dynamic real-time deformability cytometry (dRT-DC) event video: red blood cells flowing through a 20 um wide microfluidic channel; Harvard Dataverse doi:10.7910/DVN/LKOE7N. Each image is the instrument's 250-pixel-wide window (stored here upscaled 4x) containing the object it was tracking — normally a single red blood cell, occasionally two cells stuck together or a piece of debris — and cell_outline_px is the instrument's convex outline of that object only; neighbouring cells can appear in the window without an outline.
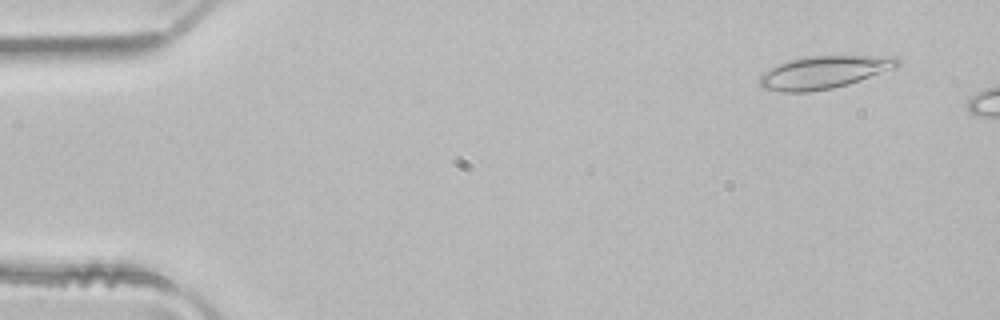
{"species": "common noctule bat (a hibernating species)", "species_latin": "Nyctalus noctula", "temperature_condition": "room temperature", "stored_images_in_passage": 3, "camera_frame_rate_fps": 3000, "um_per_image_px": 0.085, "animal": {"sex": "male", "body_mass_g": 21.5, "forearm_length_mm": 52.0}, "frame": {"image": 1, "passage_image": 1, "time_ms": 0.0, "image_size_px": [1000, 320], "cell_outline_px": [[900, 64], [896, 68], [848, 84], [832, 88], [808, 92], [780, 92], [760, 88], [760, 76], [764, 72], [776, 64], [788, 60], [804, 56], [892, 56], [900, 60]], "centroid_in_image_um": [70.0, 6.14], "position_along_channel_um": 15.0, "area_um2": 26.36}}